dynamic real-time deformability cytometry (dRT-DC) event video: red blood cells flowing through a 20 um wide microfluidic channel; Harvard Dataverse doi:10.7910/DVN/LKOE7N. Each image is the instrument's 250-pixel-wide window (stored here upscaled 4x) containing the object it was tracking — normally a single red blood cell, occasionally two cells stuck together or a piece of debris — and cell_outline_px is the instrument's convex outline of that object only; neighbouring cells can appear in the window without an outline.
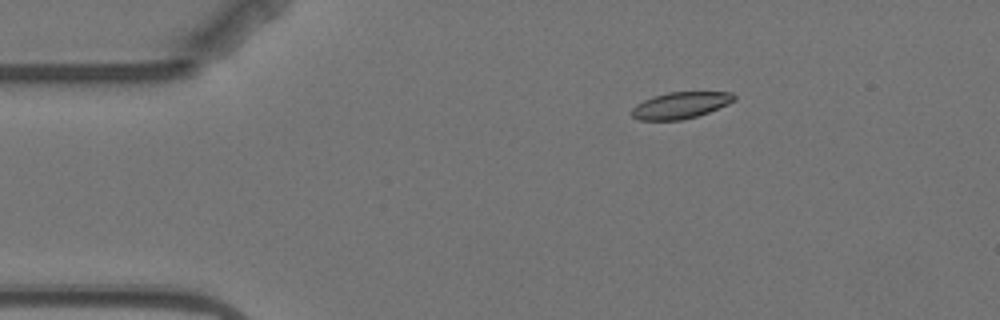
{"species": "Egyptian fruit bat (a non-hibernating species)", "species_latin": "Rousettus aegyptiacus", "temperature_condition": "warm", "stored_images_in_passage": 4, "camera_frame_rate_fps": 3000, "um_per_image_px": 0.085, "animal": {"sex": "female"}, "frame": {"image": 1, "passage_image": 2, "time_ms": 2.0, "image_size_px": [1000, 320], "cell_outline_px": [[736, 100], [728, 104], [708, 112], [696, 116], [680, 120], [640, 120], [632, 116], [632, 108], [636, 104], [652, 96], [668, 92], [732, 92], [736, 96]], "centroid_in_image_um": [57.84, 8.94], "position_along_channel_um": 27.2, "area_um2": 15.78}}
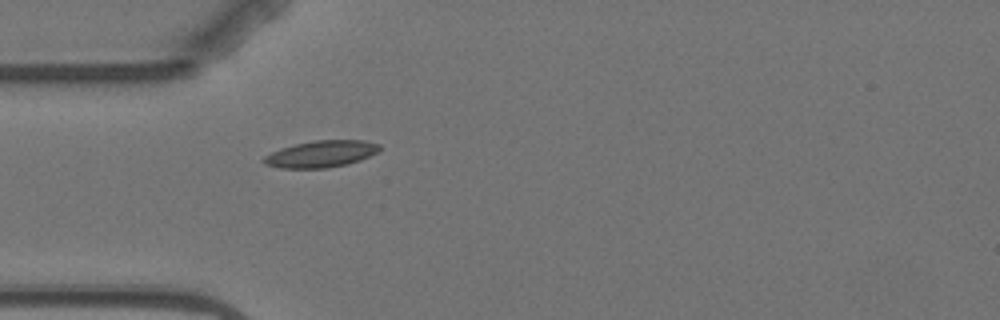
{"frame": {"image": 2, "passage_image": 4, "time_ms": 4.333, "image_size_px": [1000, 320], "cell_outline_px": [[380, 148], [376, 152], [360, 160], [348, 164], [328, 168], [280, 168], [264, 164], [260, 160], [264, 156], [280, 148], [296, 144], [316, 140], [364, 140], [380, 144]], "centroid_in_image_um": [27.26, 13.09], "position_along_channel_um": 57.7, "area_um2": 18.03}}